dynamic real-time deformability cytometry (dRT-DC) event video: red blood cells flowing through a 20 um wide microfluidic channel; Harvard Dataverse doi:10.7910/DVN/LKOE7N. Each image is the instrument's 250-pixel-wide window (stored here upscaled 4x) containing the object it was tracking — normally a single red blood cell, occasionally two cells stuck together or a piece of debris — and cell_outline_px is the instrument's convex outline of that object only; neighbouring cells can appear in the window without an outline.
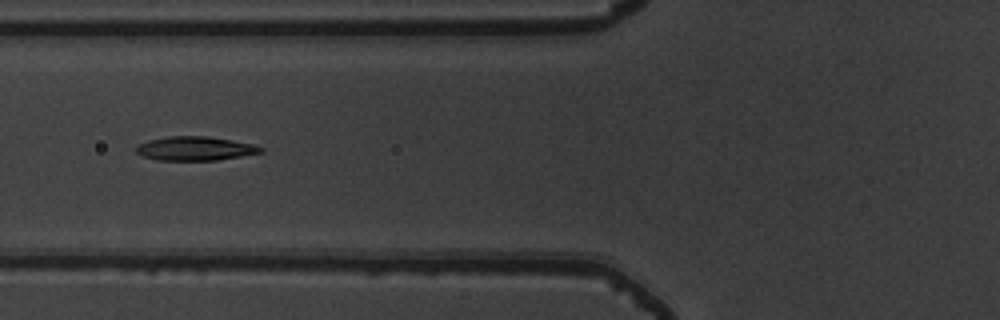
{"species": "common noctule bat (a hibernating species)", "species_latin": "Nyctalus noctula", "temperature_condition": "warm", "stored_images_in_passage": 4, "camera_frame_rate_fps": 3000, "um_per_image_px": 0.085, "animal": {"sex": "male", "body_mass_g": 19.5, "forearm_length_mm": 54.6}, "frame": {"image": 1, "passage_image": 4, "time_ms": 1.0, "image_size_px": [1000, 320], "cell_outline_px": [[264, 152], [216, 160], [156, 160], [144, 156], [136, 152], [136, 148], [140, 144], [148, 140], [168, 136], [208, 136], [232, 140], [252, 144], [264, 148]], "centroid_in_image_um": [16.6, 12.62], "position_along_channel_um": 109.2, "area_um2": 17.28}}